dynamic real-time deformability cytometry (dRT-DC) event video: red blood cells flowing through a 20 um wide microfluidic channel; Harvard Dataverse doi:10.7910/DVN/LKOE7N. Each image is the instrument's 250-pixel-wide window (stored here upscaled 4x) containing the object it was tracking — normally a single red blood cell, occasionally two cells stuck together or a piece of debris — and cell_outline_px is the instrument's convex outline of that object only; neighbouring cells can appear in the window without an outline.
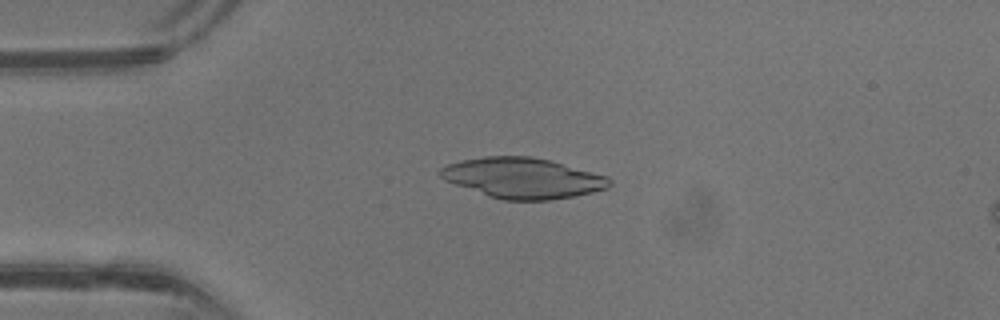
{"species": "common noctule bat (a hibernating species)", "species_latin": "Nyctalus noctula", "temperature_condition": "warm", "stored_images_in_passage": 40, "camera_frame_rate_fps": 3000, "um_per_image_px": 0.085, "animal": {"sex": "male", "body_mass_g": 13.3}, "frame": {"image": 1, "passage_image": 9, "time_ms": 2.667, "image_size_px": [1000, 320], "cell_outline_px": [[612, 184], [608, 188], [592, 192], [572, 196], [548, 200], [504, 200], [488, 196], [444, 180], [440, 176], [440, 168], [448, 164], [460, 160], [484, 156], [532, 156], [548, 160], [608, 176], [612, 180]], "centroid_in_image_um": [44.43, 15.13], "position_along_channel_um": 40.6, "area_um2": 39.71}}
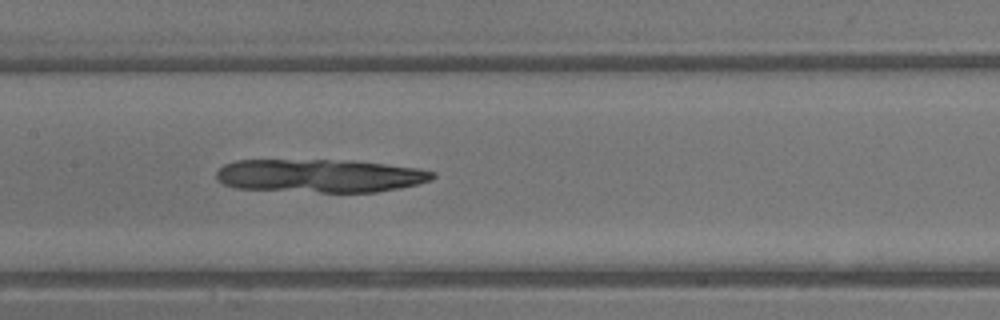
{"frame": {"image": 2, "passage_image": 19, "time_ms": 6.0, "image_size_px": [1000, 320], "cell_outline_px": [[436, 176], [432, 180], [416, 184], [376, 192], [320, 192], [236, 188], [224, 184], [216, 180], [216, 172], [224, 164], [236, 160], [352, 160], [420, 168], [436, 172]], "centroid_in_image_um": [27.2, 14.93], "position_along_channel_um": 180.2, "area_um2": 42.08}}
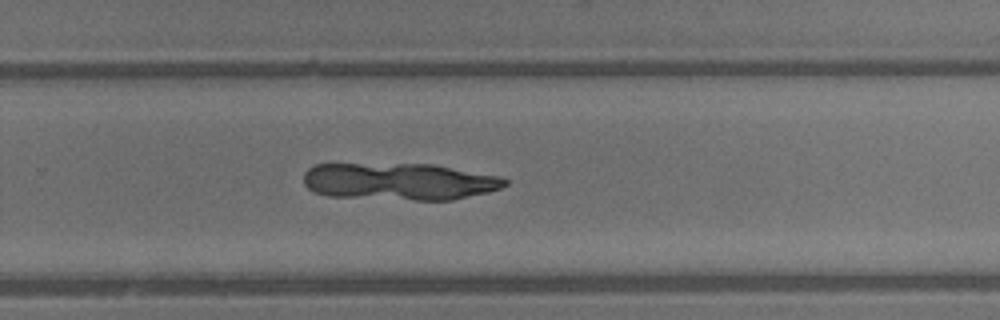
{"frame": {"image": 3, "passage_image": 26, "time_ms": 8.333, "image_size_px": [1000, 320], "cell_outline_px": [[508, 184], [500, 188], [488, 192], [452, 200], [416, 200], [328, 196], [316, 192], [308, 188], [304, 184], [304, 172], [308, 168], [316, 164], [432, 164], [500, 176], [508, 180]], "centroid_in_image_um": [33.94, 15.43], "position_along_channel_um": 295.9, "area_um2": 43.52}}